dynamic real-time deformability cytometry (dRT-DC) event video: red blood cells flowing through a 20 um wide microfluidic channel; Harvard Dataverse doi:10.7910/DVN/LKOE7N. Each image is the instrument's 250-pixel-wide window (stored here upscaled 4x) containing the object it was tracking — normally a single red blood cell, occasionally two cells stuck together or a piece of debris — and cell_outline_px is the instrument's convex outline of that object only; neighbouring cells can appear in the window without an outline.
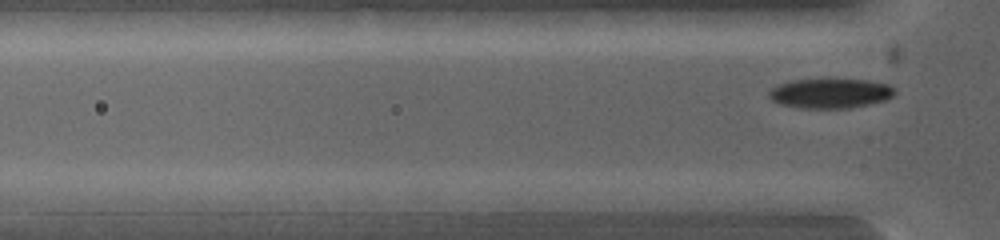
{"species": "common noctule bat (a hibernating species)", "species_latin": "Nyctalus noctula", "temperature_condition": "warm", "stored_images_in_passage": 6, "camera_frame_rate_fps": 5000, "um_per_image_px": 0.085, "animal": {"sex": "female", "body_mass_g": 19.0, "forearm_length_mm": 53.3}, "frame": {"image": 1, "passage_image": 6, "time_ms": 1.2, "image_size_px": [1000, 240], "cell_outline_px": [[896, 92], [892, 96], [884, 100], [868, 104], [848, 108], [800, 108], [784, 104], [772, 100], [768, 96], [768, 92], [772, 88], [780, 84], [792, 80], [868, 80], [888, 84]], "centroid_in_image_um": [70.57, 7.94], "position_along_channel_um": 55.2, "area_um2": 21.33}}